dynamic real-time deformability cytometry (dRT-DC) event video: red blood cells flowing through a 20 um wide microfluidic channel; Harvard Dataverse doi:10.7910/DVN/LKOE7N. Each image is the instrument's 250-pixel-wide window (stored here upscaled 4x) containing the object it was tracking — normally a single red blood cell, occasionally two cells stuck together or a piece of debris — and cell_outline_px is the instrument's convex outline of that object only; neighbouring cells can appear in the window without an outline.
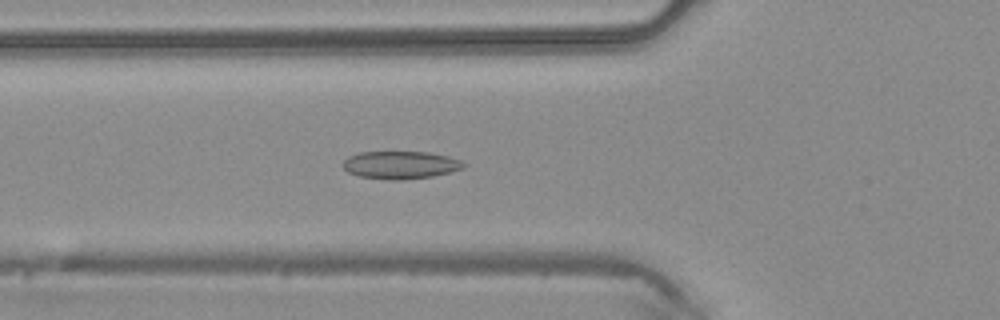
{"species": "common noctule bat (a hibernating species)", "species_latin": "Nyctalus noctula", "temperature_condition": "warm", "stored_images_in_passage": 45, "camera_frame_rate_fps": 3000, "um_per_image_px": 0.085, "animal": {"sex": "male", "body_mass_g": 20.4}, "frame": {"image": 1, "passage_image": 16, "time_ms": 5.0, "image_size_px": [1000, 320], "cell_outline_px": [[468, 164], [464, 168], [432, 176], [400, 180], [388, 180], [360, 176], [348, 172], [344, 168], [344, 160], [348, 156], [360, 152], [428, 152], [448, 156], [460, 160]], "centroid_in_image_um": [34.06, 14.02], "position_along_channel_um": 91.7, "area_um2": 19.42}}
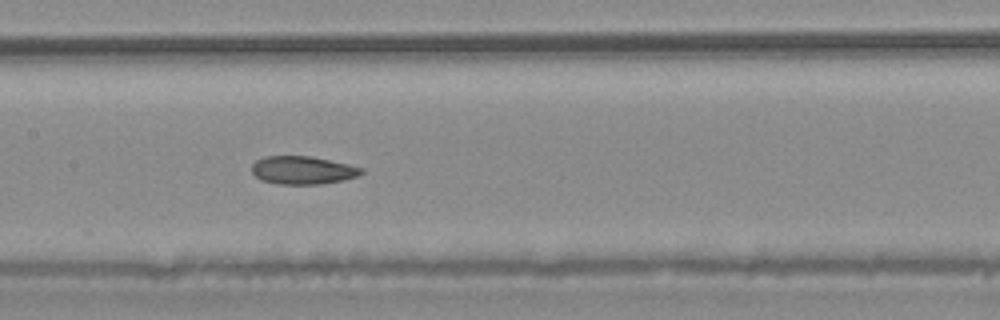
{"frame": {"image": 2, "passage_image": 22, "time_ms": 7.0, "image_size_px": [1000, 320], "cell_outline_px": [[364, 172], [356, 176], [344, 180], [320, 184], [276, 184], [260, 180], [252, 172], [252, 164], [256, 160], [264, 156], [312, 156], [348, 164], [364, 168]], "centroid_in_image_um": [25.72, 14.46], "position_along_channel_um": 181.7, "area_um2": 18.03}}
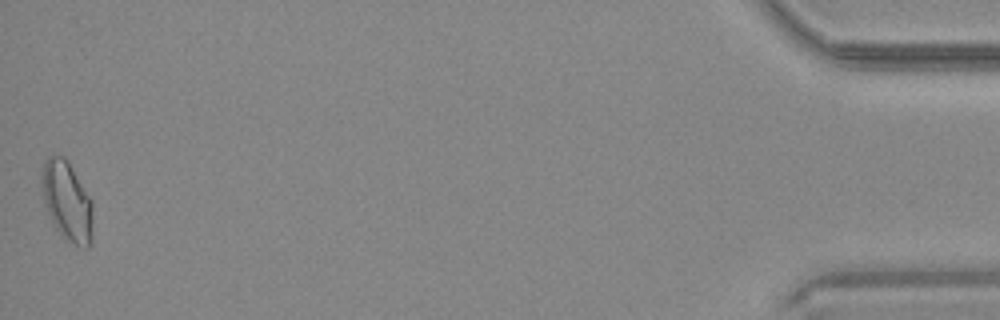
{"frame": {"image": 3, "passage_image": 45, "time_ms": 14.667, "image_size_px": [1000, 320], "cell_outline_px": [[92, 240], [88, 248], [84, 248], [68, 244], [64, 240], [52, 224], [44, 204], [40, 180], [40, 176], [44, 160], [48, 156], [64, 156], [68, 160], [92, 200]], "centroid_in_image_um": [5.68, 17.13], "position_along_channel_um": 429.5, "area_um2": 24.45}}